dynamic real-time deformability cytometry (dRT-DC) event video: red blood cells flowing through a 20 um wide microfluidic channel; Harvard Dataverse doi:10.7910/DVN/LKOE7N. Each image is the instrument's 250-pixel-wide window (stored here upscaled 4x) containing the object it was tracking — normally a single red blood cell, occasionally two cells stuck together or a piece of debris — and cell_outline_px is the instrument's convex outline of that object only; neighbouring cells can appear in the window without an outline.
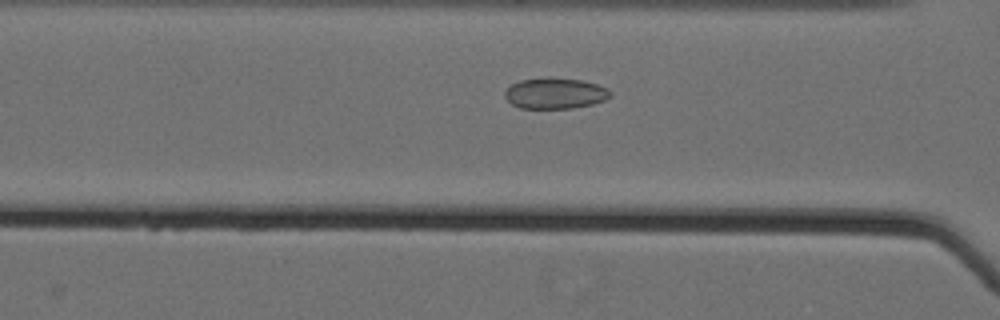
{"species": "Egyptian fruit bat (a non-hibernating species)", "species_latin": "Rousettus aegyptiacus", "temperature_condition": "cold", "stored_images_in_passage": 40, "camera_frame_rate_fps": 3000, "um_per_image_px": 0.085, "animal": {"sex": "female"}, "frame": {"image": 1, "passage_image": 13, "time_ms": 4.0, "image_size_px": [1000, 320], "cell_outline_px": [[612, 96], [604, 100], [592, 104], [572, 108], [520, 108], [512, 104], [504, 96], [504, 92], [512, 84], [520, 80], [580, 80], [596, 84], [608, 88], [612, 92]], "centroid_in_image_um": [47.21, 7.97], "position_along_channel_um": 119.4, "area_um2": 18.26}}
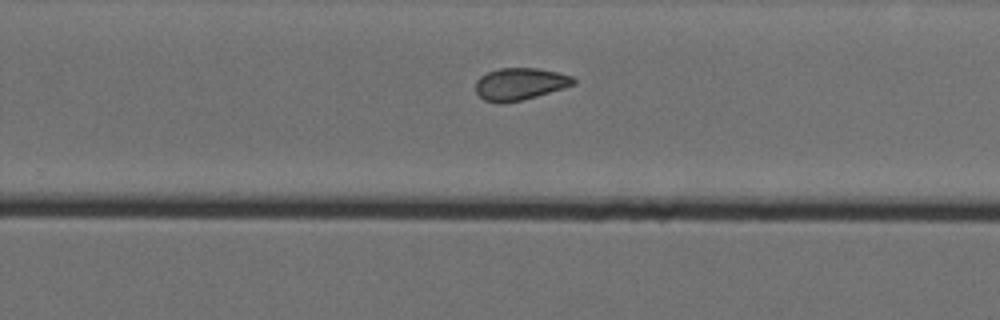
{"frame": {"image": 2, "passage_image": 27, "time_ms": 8.667, "image_size_px": [1000, 320], "cell_outline_px": [[576, 84], [564, 88], [536, 96], [520, 100], [500, 104], [484, 100], [476, 92], [476, 80], [480, 76], [488, 72], [500, 68], [540, 68], [572, 76], [576, 80]], "centroid_in_image_um": [44.19, 7.13], "position_along_channel_um": 285.6, "area_um2": 18.32}}
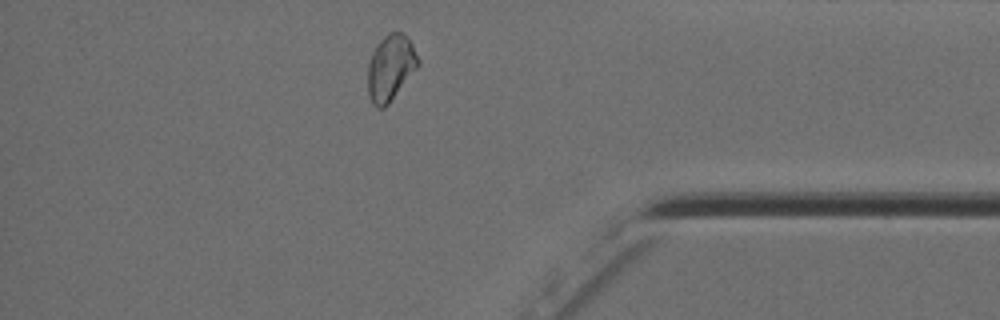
{"frame": {"image": 3, "passage_image": 38, "time_ms": 12.333, "image_size_px": [1000, 320], "cell_outline_px": [[420, 64], [388, 104], [384, 108], [376, 108], [372, 104], [368, 96], [368, 64], [372, 52], [376, 44], [388, 32], [400, 32], [408, 36], [420, 60]], "centroid_in_image_um": [33.19, 5.74], "position_along_channel_um": 402.0, "area_um2": 19.42}}